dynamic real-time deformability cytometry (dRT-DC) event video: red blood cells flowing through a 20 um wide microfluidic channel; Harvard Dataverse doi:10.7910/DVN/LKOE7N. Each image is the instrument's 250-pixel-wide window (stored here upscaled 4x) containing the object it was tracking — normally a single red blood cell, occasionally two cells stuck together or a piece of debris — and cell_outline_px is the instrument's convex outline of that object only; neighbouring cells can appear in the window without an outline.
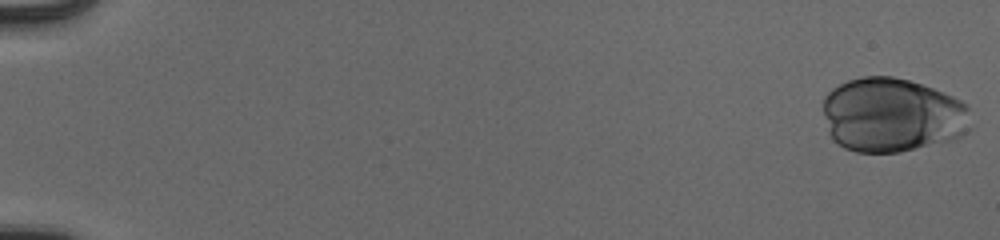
{"species": "human", "species_latin": "Homo sapiens", "temperature_condition": "cold", "stored_images_in_passage": 54, "camera_frame_rate_fps": 3000, "um_per_image_px": 0.085, "donor": {"sex": "male"}, "frame": {"image": 1, "passage_image": 1, "time_ms": 0.0, "image_size_px": [1000, 240], "cell_outline_px": [[968, 128], [960, 136], [948, 140], [900, 152], [856, 152], [844, 148], [832, 140], [828, 132], [824, 112], [824, 96], [832, 88], [848, 80], [864, 76], [892, 76], [908, 80], [932, 88], [952, 96], [968, 104]], "centroid_in_image_um": [75.78, 9.77], "position_along_channel_um": 9.2, "area_um2": 63.64}}
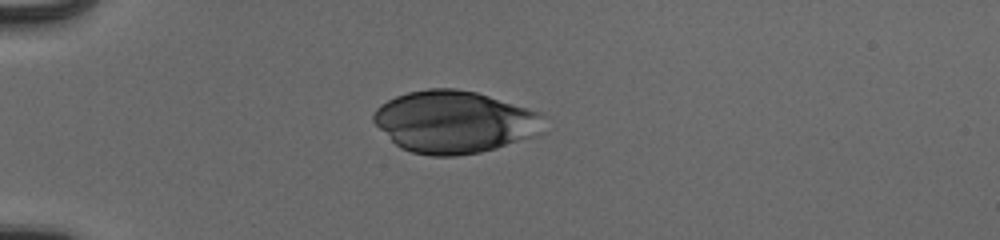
{"frame": {"image": 2, "passage_image": 16, "time_ms": 5.0, "image_size_px": [1000, 240], "cell_outline_px": [[544, 116], [540, 132], [536, 136], [496, 148], [480, 152], [456, 156], [432, 156], [412, 152], [400, 148], [372, 120], [372, 116], [376, 108], [380, 104], [396, 96], [408, 92], [428, 88], [456, 88], [476, 92], [540, 112]], "centroid_in_image_um": [38.62, 10.36], "position_along_channel_um": 46.4, "area_um2": 61.67}}